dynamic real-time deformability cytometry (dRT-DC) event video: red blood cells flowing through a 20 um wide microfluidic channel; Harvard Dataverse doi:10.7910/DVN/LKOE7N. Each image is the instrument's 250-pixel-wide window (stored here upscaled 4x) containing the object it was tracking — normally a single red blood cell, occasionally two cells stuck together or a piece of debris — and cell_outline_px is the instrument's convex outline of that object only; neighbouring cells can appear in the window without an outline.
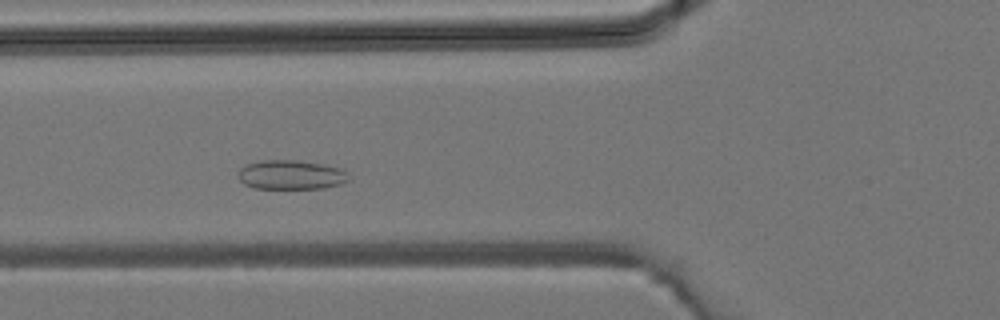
{"species": "common noctule bat (a hibernating species)", "species_latin": "Nyctalus noctula", "temperature_condition": "room temperature", "stored_images_in_passage": 33, "camera_frame_rate_fps": 3000, "um_per_image_px": 0.085, "animal": {"sex": "male", "body_mass_g": 19.2, "forearm_length_mm": 51.8}, "frame": {"image": 1, "passage_image": 9, "time_ms": 2.667, "image_size_px": [1000, 320], "cell_outline_px": [[348, 180], [340, 184], [324, 188], [256, 188], [244, 184], [240, 180], [240, 168], [244, 164], [260, 160], [296, 160], [324, 164], [344, 168], [348, 172]], "centroid_in_image_um": [24.77, 14.84], "position_along_channel_um": 101.0, "area_um2": 18.96}}
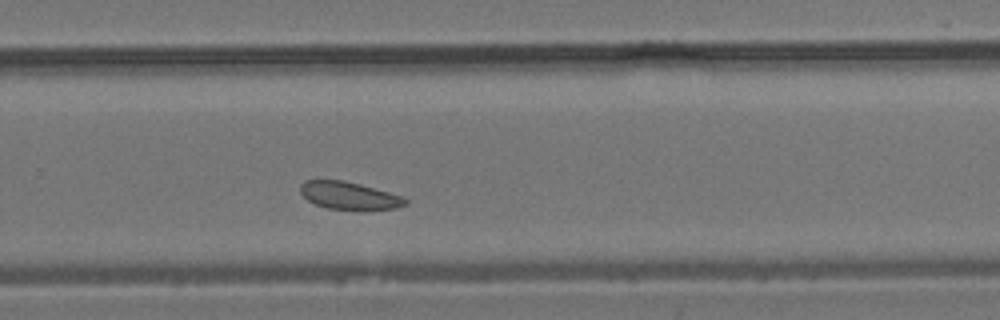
{"frame": {"image": 2, "passage_image": 20, "time_ms": 6.333, "image_size_px": [1000, 320], "cell_outline_px": [[408, 204], [396, 208], [328, 208], [316, 204], [308, 200], [300, 192], [300, 184], [304, 180], [344, 180], [360, 184], [388, 192], [400, 196], [408, 200]], "centroid_in_image_um": [29.63, 16.59], "position_along_channel_um": 300.2, "area_um2": 16.3}}
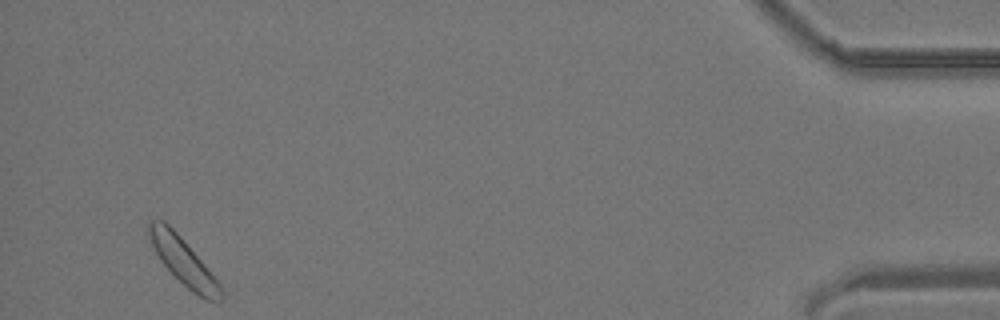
{"frame": {"image": 3, "passage_image": 31, "time_ms": 10.0, "image_size_px": [1000, 320], "cell_outline_px": [[224, 296], [220, 300], [208, 300], [192, 292], [160, 260], [152, 244], [148, 232], [148, 220], [164, 220], [180, 236], [204, 264], [220, 284], [224, 292]], "centroid_in_image_um": [15.58, 22.2], "position_along_channel_um": 419.6, "area_um2": 18.96}}